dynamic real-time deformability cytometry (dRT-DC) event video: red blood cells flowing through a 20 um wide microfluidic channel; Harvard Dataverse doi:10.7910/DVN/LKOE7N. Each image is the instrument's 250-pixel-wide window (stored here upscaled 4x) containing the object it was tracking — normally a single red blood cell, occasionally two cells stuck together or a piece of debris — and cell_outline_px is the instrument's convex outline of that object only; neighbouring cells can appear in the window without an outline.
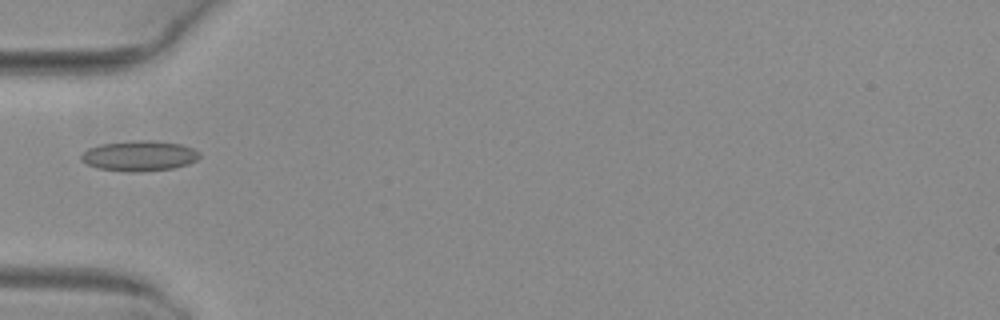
{"species": "common noctule bat (a hibernating species)", "species_latin": "Nyctalus noctula", "temperature_condition": "warm", "stored_images_in_passage": 7, "camera_frame_rate_fps": 3000, "um_per_image_px": 0.085, "animal": {"sex": "female", "body_mass_g": 29.2, "forearm_length_mm": 56.3}, "frame": {"image": 1, "passage_image": 5, "time_ms": 1.333, "image_size_px": [1000, 320], "cell_outline_px": [[200, 156], [196, 160], [188, 164], [172, 168], [132, 172], [96, 168], [80, 160], [80, 156], [88, 148], [100, 144], [132, 140], [152, 140], [180, 144], [192, 148], [200, 152]], "centroid_in_image_um": [11.82, 13.23], "position_along_channel_um": 73.2, "area_um2": 20.87}}